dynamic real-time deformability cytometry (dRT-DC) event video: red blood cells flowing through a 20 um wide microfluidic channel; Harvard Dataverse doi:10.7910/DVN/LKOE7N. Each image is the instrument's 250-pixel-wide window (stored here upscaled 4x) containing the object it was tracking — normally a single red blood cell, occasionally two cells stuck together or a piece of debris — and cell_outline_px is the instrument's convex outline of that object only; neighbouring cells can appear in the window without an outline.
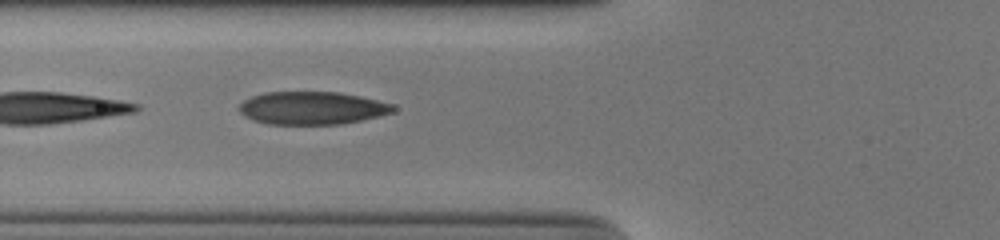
{"species": "human", "species_latin": "Homo sapiens", "temperature_condition": "cold", "stored_images_in_passage": 19, "segment_of_instrument_passage": [2, 2], "camera_frame_rate_fps": 3000, "um_per_image_px": 0.085, "donor": {"sex": "male"}, "frame": {"image": 1, "passage_image": 6, "time_ms": 1.667, "image_size_px": [1000, 240], "cell_outline_px": [[396, 108], [392, 112], [380, 116], [340, 124], [268, 124], [252, 120], [244, 116], [240, 112], [240, 104], [244, 100], [252, 96], [264, 92], [340, 92], [360, 96], [392, 104]], "centroid_in_image_um": [26.5, 9.18], "position_along_channel_um": 99.3, "area_um2": 29.42}}
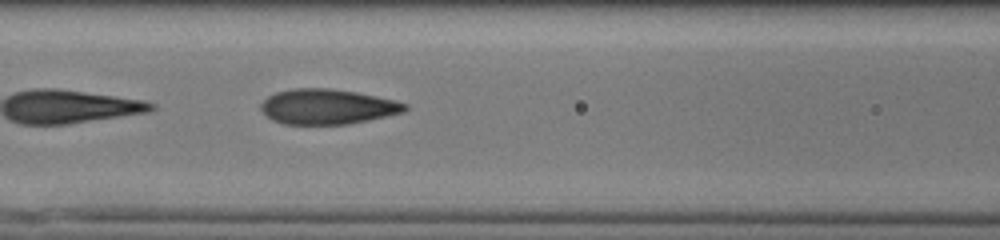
{"frame": {"image": 2, "passage_image": 9, "time_ms": 2.667, "image_size_px": [1000, 240], "cell_outline_px": [[408, 108], [404, 112], [368, 120], [348, 124], [284, 124], [272, 120], [260, 108], [260, 104], [268, 96], [276, 92], [292, 88], [328, 88], [356, 92], [396, 100], [408, 104]], "centroid_in_image_um": [27.84, 9.06], "position_along_channel_um": 138.8, "area_um2": 29.48}}
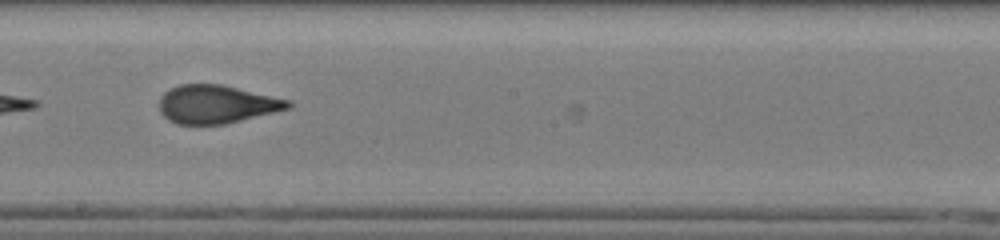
{"frame": {"image": 3, "passage_image": 16, "time_ms": 5.0, "image_size_px": [1000, 240], "cell_outline_px": [[292, 108], [224, 124], [176, 124], [168, 120], [160, 112], [160, 96], [164, 92], [180, 84], [220, 84], [292, 100]], "centroid_in_image_um": [18.43, 8.86], "position_along_channel_um": 229.8, "area_um2": 28.73}}